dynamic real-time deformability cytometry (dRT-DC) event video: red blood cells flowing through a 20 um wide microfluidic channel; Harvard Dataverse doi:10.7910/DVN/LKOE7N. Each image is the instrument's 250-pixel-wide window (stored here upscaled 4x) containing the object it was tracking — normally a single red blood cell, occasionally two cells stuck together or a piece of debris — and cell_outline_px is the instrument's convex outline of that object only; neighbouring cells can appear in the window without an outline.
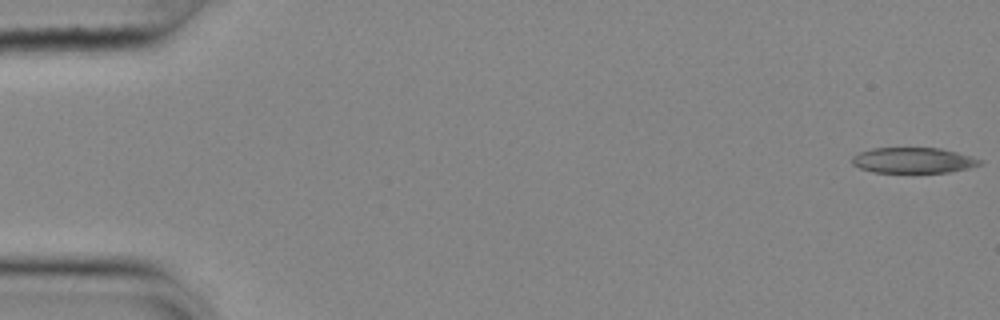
{"species": "common noctule bat (a hibernating species)", "species_latin": "Nyctalus noctula", "temperature_condition": "cold", "stored_images_in_passage": 55, "camera_frame_rate_fps": 3000, "um_per_image_px": 0.085, "animal": {"sex": "female", "body_mass_g": 25.1}, "frame": {"image": 1, "passage_image": 1, "time_ms": 0.0, "image_size_px": [1000, 320], "cell_outline_px": [[984, 160], [980, 164], [968, 168], [948, 172], [872, 172], [860, 168], [852, 164], [852, 156], [860, 152], [872, 148], [940, 148], [956, 152]], "centroid_in_image_um": [77.61, 13.62], "position_along_channel_um": 7.4, "area_um2": 18.9}}
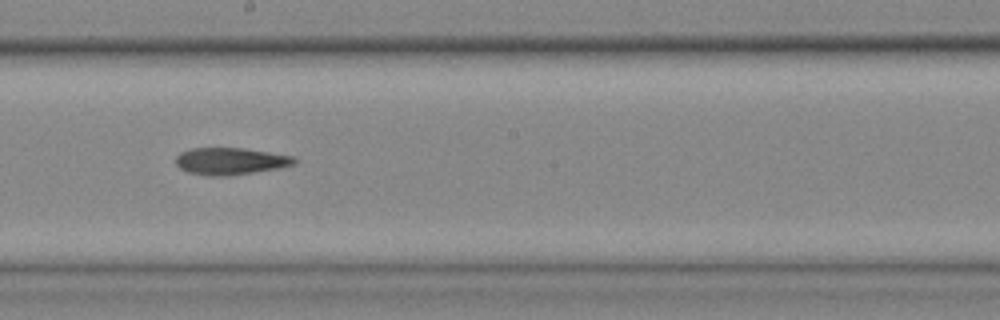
{"frame": {"image": 2, "passage_image": 31, "time_ms": 10.0, "image_size_px": [1000, 320], "cell_outline_px": [[296, 164], [280, 168], [228, 176], [208, 176], [188, 172], [180, 168], [176, 164], [176, 156], [180, 152], [192, 148], [244, 148], [292, 156], [296, 160]], "centroid_in_image_um": [19.57, 13.7], "position_along_channel_um": 228.6, "area_um2": 18.67}}
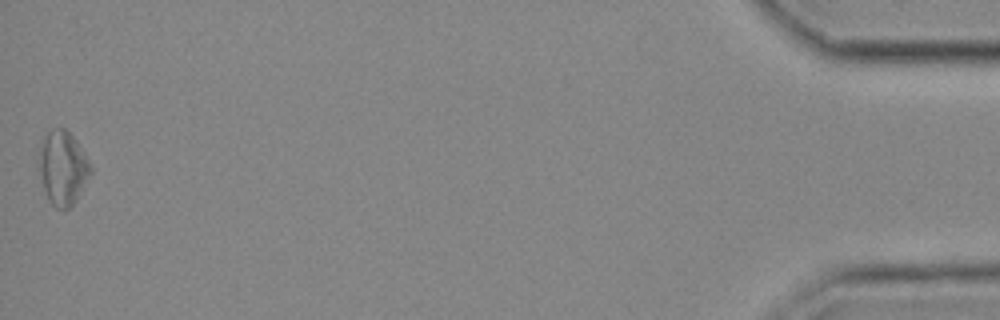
{"frame": {"image": 3, "passage_image": 55, "time_ms": 18.0, "image_size_px": [1000, 320], "cell_outline_px": [[92, 172], [76, 200], [68, 208], [56, 208], [48, 200], [44, 188], [40, 172], [40, 140], [52, 128], [64, 128], [76, 140], [84, 152], [92, 168]], "centroid_in_image_um": [5.34, 14.25], "position_along_channel_um": 429.9, "area_um2": 21.91}}